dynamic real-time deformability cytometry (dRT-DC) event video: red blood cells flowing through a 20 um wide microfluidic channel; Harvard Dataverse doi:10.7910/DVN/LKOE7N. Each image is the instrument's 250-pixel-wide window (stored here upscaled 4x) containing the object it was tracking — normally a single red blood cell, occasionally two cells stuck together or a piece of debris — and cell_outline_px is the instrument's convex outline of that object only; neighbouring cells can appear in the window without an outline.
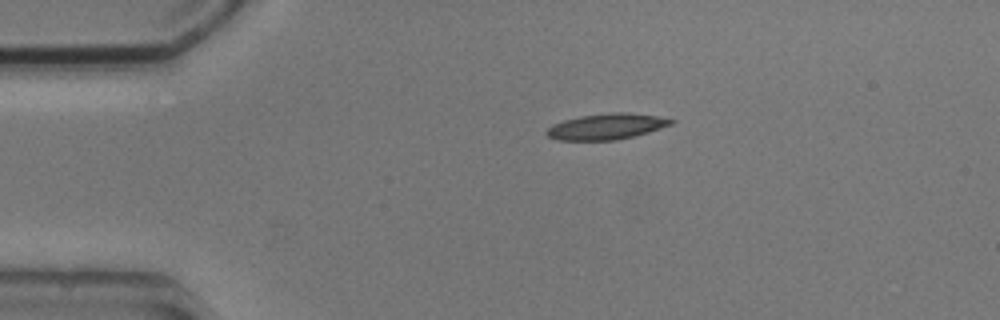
{"species": "common noctule bat (a hibernating species)", "species_latin": "Nyctalus noctula", "temperature_condition": "cold", "stored_images_in_passage": 1, "camera_frame_rate_fps": 3000, "um_per_image_px": 0.085, "animal": {"sex": "male", "body_mass_g": 20.5, "forearm_length_mm": 52.5}, "frame": {"image": 1, "passage_image": 1, "time_ms": 0.0, "image_size_px": [1000, 320], "cell_outline_px": [[676, 120], [672, 124], [648, 132], [616, 140], [556, 140], [548, 136], [544, 132], [552, 124], [564, 120], [580, 116], [612, 112], [628, 112], [656, 116]], "centroid_in_image_um": [51.52, 10.75], "position_along_channel_um": 33.5, "area_um2": 18.67}}